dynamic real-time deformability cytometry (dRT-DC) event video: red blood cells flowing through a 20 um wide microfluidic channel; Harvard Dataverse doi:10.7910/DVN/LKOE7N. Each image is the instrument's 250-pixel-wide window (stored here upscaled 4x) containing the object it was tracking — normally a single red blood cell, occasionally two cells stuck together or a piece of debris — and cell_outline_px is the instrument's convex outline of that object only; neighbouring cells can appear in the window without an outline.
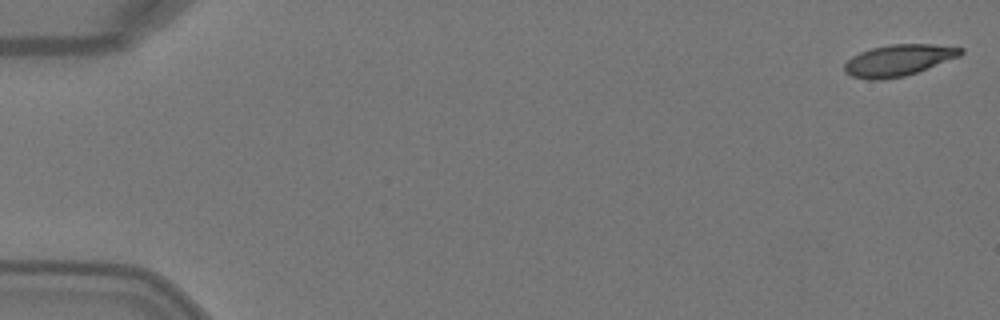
{"species": "Egyptian fruit bat (a non-hibernating species)", "species_latin": "Rousettus aegyptiacus", "temperature_condition": "warm", "stored_images_in_passage": 6, "camera_frame_rate_fps": 3000, "um_per_image_px": 0.085, "animal": {"sex": "female"}, "frame": {"image": 1, "passage_image": 1, "time_ms": 0.0, "image_size_px": [1000, 320], "cell_outline_px": [[964, 52], [960, 56], [916, 72], [904, 76], [880, 80], [868, 80], [852, 76], [844, 72], [844, 64], [852, 56], [860, 52], [872, 48], [888, 44], [932, 44], [964, 48]], "centroid_in_image_um": [76.35, 5.12], "position_along_channel_um": 8.6, "area_um2": 21.21}}
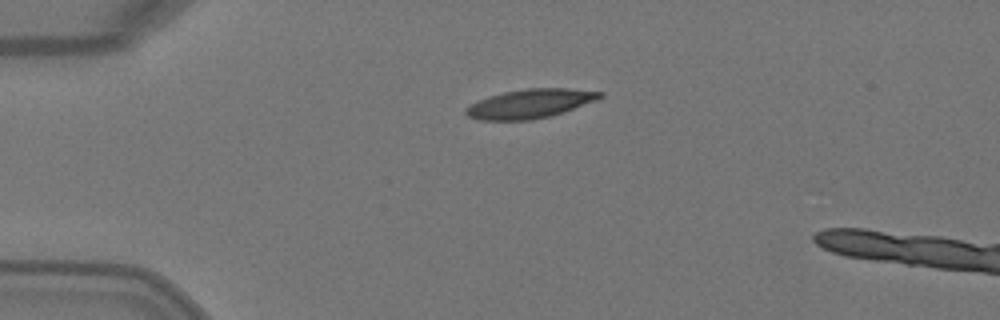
{"frame": {"image": 2, "passage_image": 4, "time_ms": 1.0, "image_size_px": [1000, 320], "cell_outline_px": [[604, 96], [596, 100], [564, 112], [532, 120], [480, 120], [468, 116], [464, 112], [464, 108], [488, 96], [504, 92], [528, 88], [568, 88], [604, 92]], "centroid_in_image_um": [45.07, 8.81], "position_along_channel_um": 39.9, "area_um2": 22.6}}